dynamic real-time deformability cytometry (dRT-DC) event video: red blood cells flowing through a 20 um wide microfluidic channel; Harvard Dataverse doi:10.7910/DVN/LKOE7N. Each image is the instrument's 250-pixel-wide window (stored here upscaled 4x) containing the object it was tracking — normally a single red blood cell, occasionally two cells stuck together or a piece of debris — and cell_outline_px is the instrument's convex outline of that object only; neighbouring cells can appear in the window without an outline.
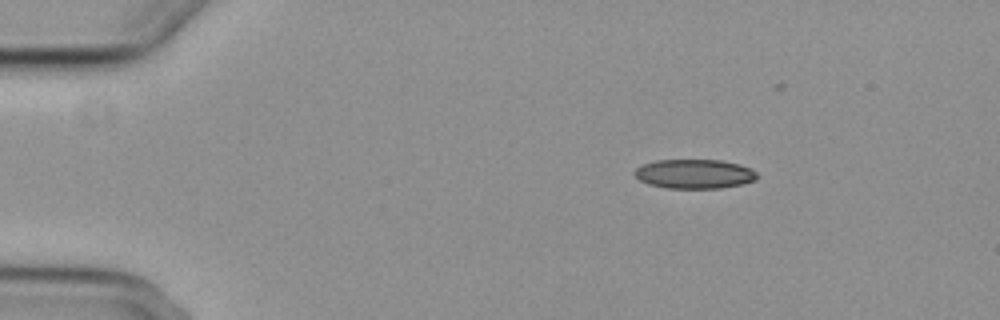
{"species": "common noctule bat (a hibernating species)", "species_latin": "Nyctalus noctula", "temperature_condition": "cold", "stored_images_in_passage": 6, "camera_frame_rate_fps": 3000, "um_per_image_px": 0.085, "animal": {"sex": "female", "body_mass_g": 29.2, "forearm_length_mm": 56.3}, "frame": {"image": 1, "passage_image": 3, "time_ms": 3.0, "image_size_px": [1000, 320], "cell_outline_px": [[756, 180], [740, 184], [720, 188], [668, 188], [648, 184], [640, 180], [632, 172], [636, 168], [644, 164], [656, 160], [720, 160], [740, 164], [752, 168], [756, 172]], "centroid_in_image_um": [59.02, 14.78], "position_along_channel_um": 26.0, "area_um2": 20.87}}